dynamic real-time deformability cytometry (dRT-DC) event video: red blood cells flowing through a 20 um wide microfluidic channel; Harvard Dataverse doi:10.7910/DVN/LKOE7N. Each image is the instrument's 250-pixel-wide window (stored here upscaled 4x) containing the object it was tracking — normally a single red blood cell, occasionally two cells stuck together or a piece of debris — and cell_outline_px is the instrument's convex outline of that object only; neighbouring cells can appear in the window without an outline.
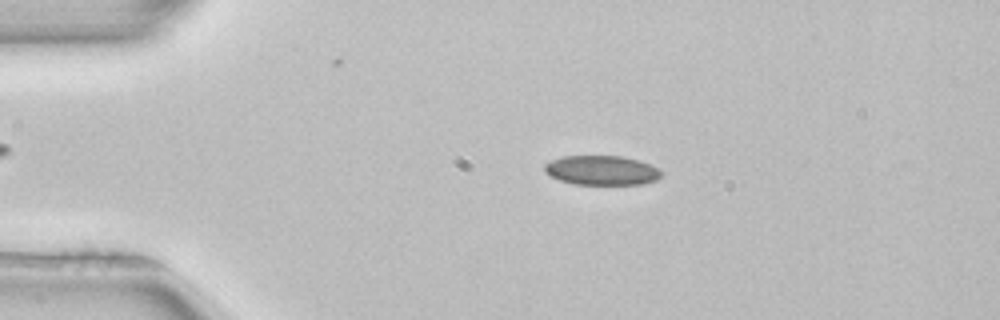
{"species": "common noctule bat (a hibernating species)", "species_latin": "Nyctalus noctula", "temperature_condition": "room temperature", "stored_images_in_passage": 42, "camera_frame_rate_fps": 3000, "um_per_image_px": 0.085, "animal": {"sex": "female", "body_mass_g": 22.7, "forearm_length_mm": 54.2}, "frame": {"image": 1, "passage_image": 1, "time_ms": 0.0, "image_size_px": [1000, 320], "cell_outline_px": [[664, 172], [656, 180], [640, 184], [576, 184], [560, 180], [544, 172], [544, 164], [552, 160], [564, 156], [620, 156], [640, 160]], "centroid_in_image_um": [51.14, 14.47], "position_along_channel_um": 33.9, "area_um2": 19.88}}
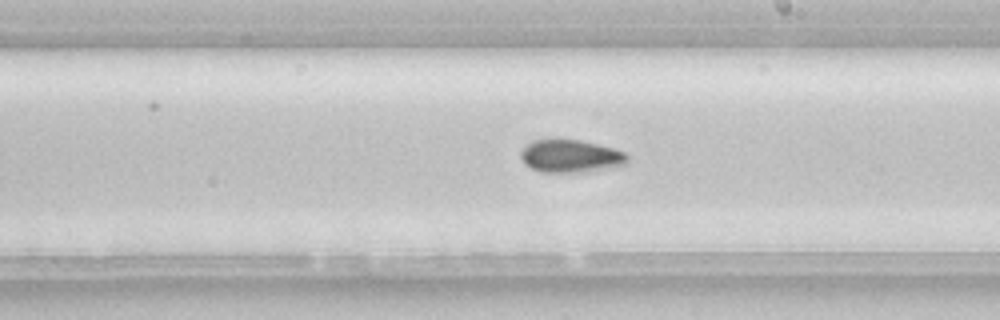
{"frame": {"image": 2, "passage_image": 20, "time_ms": 6.333, "image_size_px": [1000, 320], "cell_outline_px": [[628, 160], [624, 164], [576, 172], [540, 172], [524, 164], [520, 156], [520, 152], [532, 140], [552, 136], [560, 136], [580, 140], [612, 148], [624, 152], [628, 156]], "centroid_in_image_um": [48.39, 13.2], "position_along_channel_um": 240.6, "area_um2": 20.58}}
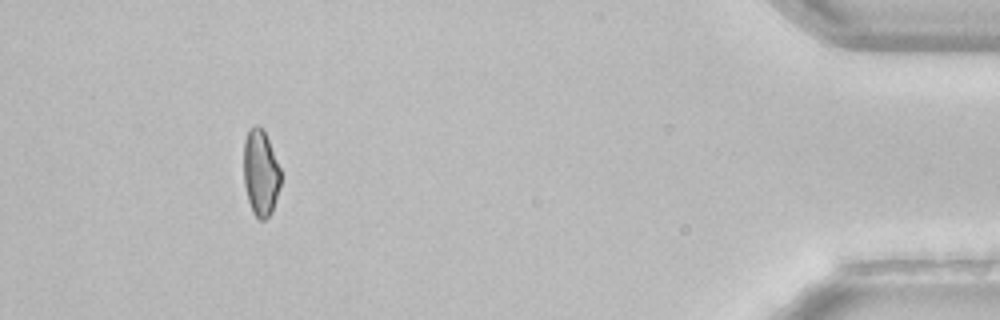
{"frame": {"image": 3, "passage_image": 38, "time_ms": 12.333, "image_size_px": [1000, 320], "cell_outline_px": [[280, 184], [272, 212], [264, 220], [260, 220], [252, 212], [248, 200], [244, 184], [244, 140], [248, 128], [256, 124], [264, 132], [268, 140], [280, 168]], "centroid_in_image_um": [22.13, 14.69], "position_along_channel_um": 413.1, "area_um2": 18.44}, "authors_computed_cell_mechanics": {"area_um2": 19.9121, "velocity_mm_per_s": 3.9612, "shape_relaxation_time_tau1_ms": null, "shape_relaxation_time_tau2_ms": 5.9109, "deformation_change_tau1": null, "deformation_change_tau2": 0.0949}}